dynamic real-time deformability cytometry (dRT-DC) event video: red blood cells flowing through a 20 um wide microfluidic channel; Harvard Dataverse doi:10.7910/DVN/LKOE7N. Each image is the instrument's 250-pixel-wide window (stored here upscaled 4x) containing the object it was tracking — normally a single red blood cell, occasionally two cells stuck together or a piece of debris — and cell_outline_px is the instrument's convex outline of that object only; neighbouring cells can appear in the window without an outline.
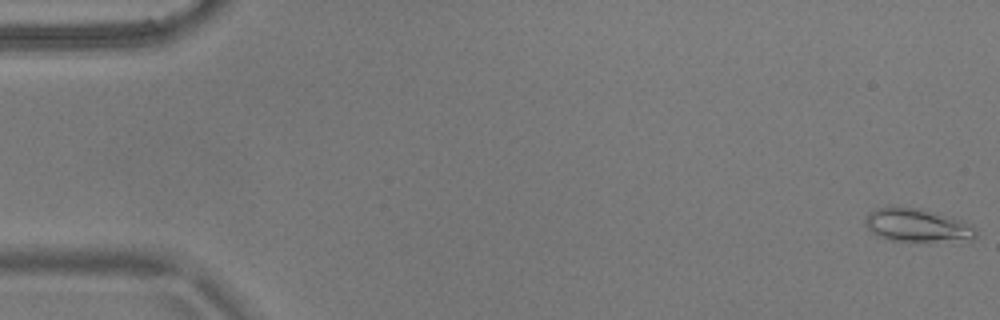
{"species": "common noctule bat (a hibernating species)", "species_latin": "Nyctalus noctula", "temperature_condition": "warm", "stored_images_in_passage": 56, "camera_frame_rate_fps": 3000, "um_per_image_px": 0.085, "animal": {"sex": "male", "body_mass_g": 17.9}, "frame": {"image": 1, "passage_image": 1, "time_ms": 0.0, "image_size_px": [1000, 320], "cell_outline_px": [[976, 236], [972, 240], [888, 240], [876, 236], [864, 224], [864, 220], [868, 212], [876, 208], [920, 208], [960, 220], [972, 224], [976, 232]], "centroid_in_image_um": [77.93, 19.15], "position_along_channel_um": 7.1, "area_um2": 20.92}}
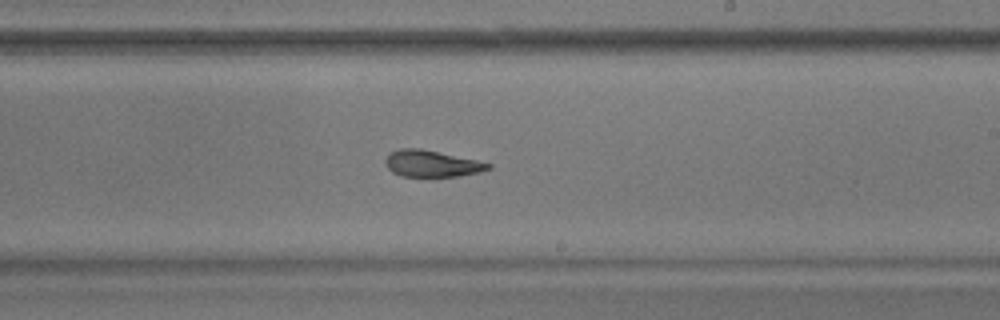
{"frame": {"image": 2, "passage_image": 33, "time_ms": 10.667, "image_size_px": [1000, 320], "cell_outline_px": [[492, 168], [480, 172], [432, 180], [400, 176], [392, 172], [384, 164], [384, 160], [392, 152], [400, 148], [420, 148], [476, 160], [492, 164]], "centroid_in_image_um": [36.67, 13.96], "position_along_channel_um": 252.3, "area_um2": 16.59}}
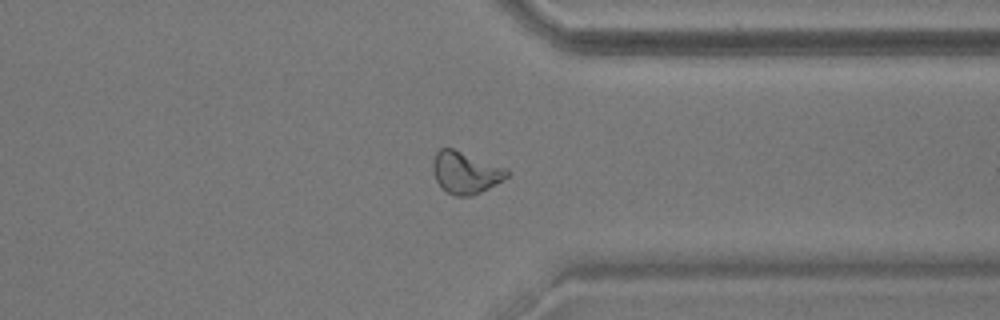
{"frame": {"image": 3, "passage_image": 43, "time_ms": 14.0, "image_size_px": [1000, 320], "cell_outline_px": [[512, 172], [504, 180], [472, 196], [456, 196], [448, 192], [436, 180], [432, 172], [432, 160], [436, 152], [440, 148], [452, 148], [508, 168]], "centroid_in_image_um": [39.59, 14.65], "position_along_channel_um": 371.8, "area_um2": 18.21}}